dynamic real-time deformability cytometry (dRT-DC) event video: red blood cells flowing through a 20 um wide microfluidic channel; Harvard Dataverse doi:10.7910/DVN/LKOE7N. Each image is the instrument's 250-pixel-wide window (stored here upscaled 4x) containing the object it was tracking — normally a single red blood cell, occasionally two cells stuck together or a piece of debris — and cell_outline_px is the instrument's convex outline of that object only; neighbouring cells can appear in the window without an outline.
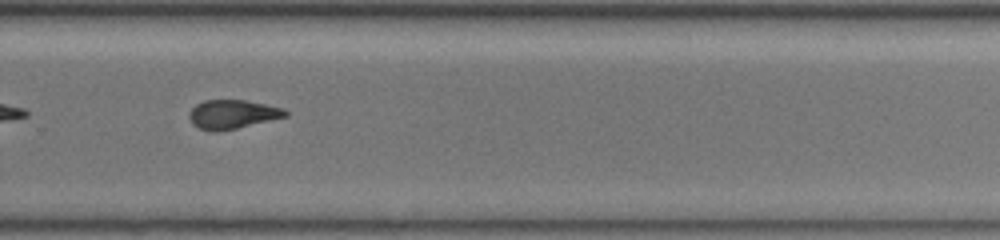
{"species": "common noctule bat (a hibernating species)", "species_latin": "Nyctalus noctula", "temperature_condition": "warm", "stored_images_in_passage": 39, "camera_frame_rate_fps": 3000, "um_per_image_px": 0.085, "animal": {"sex": "female", "body_mass_g": 19.5, "forearm_length_mm": 54.1}, "frame": {"image": 1, "passage_image": 23, "time_ms": 7.333, "image_size_px": [1000, 240], "cell_outline_px": [[288, 116], [220, 132], [212, 132], [200, 128], [192, 124], [188, 116], [192, 108], [196, 104], [204, 100], [244, 100], [284, 108], [288, 112]], "centroid_in_image_um": [19.74, 9.72], "position_along_channel_um": 310.1, "area_um2": 16.24}, "authors_computed_cell_mechanics": {"area_um2": 16.762, "velocity_mm_per_s": 3.8103, "shape_relaxation_time_tau1_ms": null, "shape_relaxation_time_tau2_ms": 4.9964, "deformation_change_tau1": null, "deformation_change_tau2": 0.116}}